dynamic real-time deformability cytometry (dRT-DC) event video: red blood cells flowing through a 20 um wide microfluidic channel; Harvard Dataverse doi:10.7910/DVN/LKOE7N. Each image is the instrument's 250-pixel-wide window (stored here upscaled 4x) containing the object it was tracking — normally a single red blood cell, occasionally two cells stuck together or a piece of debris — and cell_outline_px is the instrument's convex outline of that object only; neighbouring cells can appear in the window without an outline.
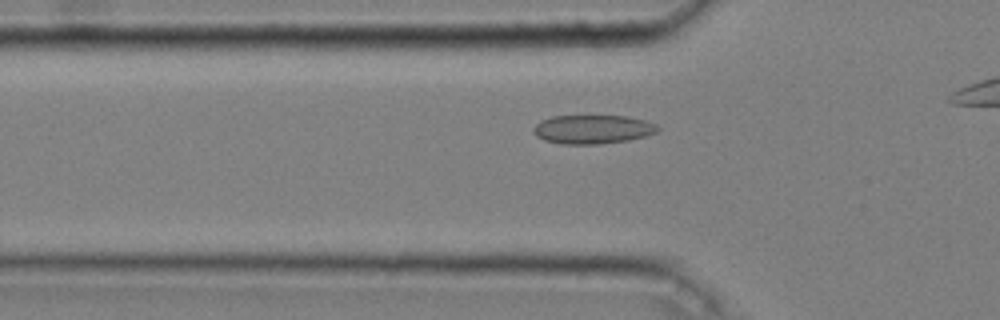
{"species": "common noctule bat (a hibernating species)", "species_latin": "Nyctalus noctula", "temperature_condition": "cold", "stored_images_in_passage": 27, "camera_frame_rate_fps": 3000, "um_per_image_px": 0.085, "animal": {"sex": "male", "body_mass_g": 20.4}, "frame": {"image": 1, "passage_image": 7, "time_ms": 2.0, "image_size_px": [1000, 320], "cell_outline_px": [[660, 128], [656, 132], [644, 136], [628, 140], [600, 144], [560, 144], [544, 140], [536, 136], [532, 132], [532, 128], [540, 120], [552, 116], [628, 116], [644, 120], [656, 124]], "centroid_in_image_um": [50.33, 10.99], "position_along_channel_um": 75.5, "area_um2": 20.98}}
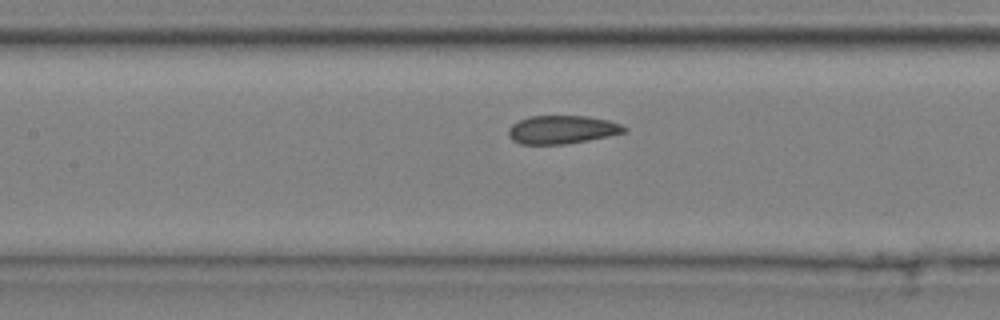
{"frame": {"image": 2, "passage_image": 14, "time_ms": 4.333, "image_size_px": [1000, 320], "cell_outline_px": [[628, 132], [588, 140], [564, 144], [520, 144], [512, 140], [508, 136], [508, 128], [512, 124], [528, 116], [588, 116], [608, 120], [620, 124], [628, 128]], "centroid_in_image_um": [47.77, 11.02], "position_along_channel_um": 159.6, "area_um2": 19.19}}
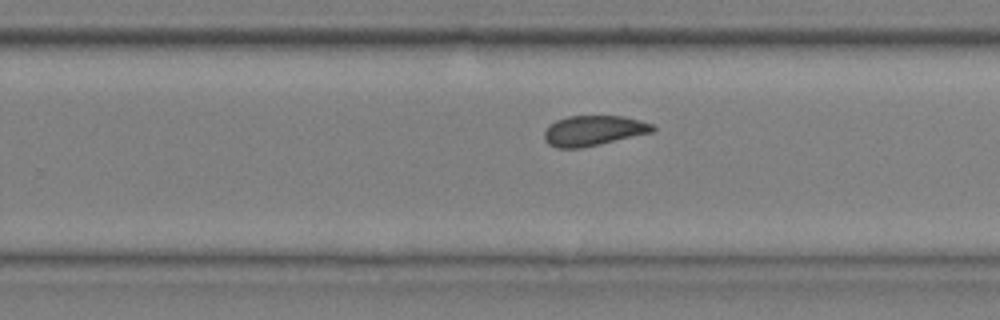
{"frame": {"image": 3, "passage_image": 24, "time_ms": 7.667, "image_size_px": [1000, 320], "cell_outline_px": [[656, 128], [652, 132], [600, 144], [580, 148], [556, 148], [548, 144], [544, 140], [544, 132], [556, 120], [568, 116], [624, 116], [640, 120], [652, 124]], "centroid_in_image_um": [50.44, 11.1], "position_along_channel_um": 279.4, "area_um2": 18.96}}